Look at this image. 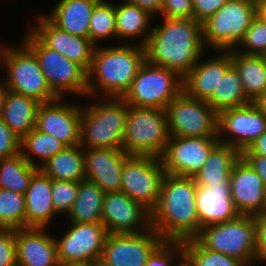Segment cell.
<instances>
[{"instance_id":"obj_1","label":"cell","mask_w":266,"mask_h":266,"mask_svg":"<svg viewBox=\"0 0 266 266\" xmlns=\"http://www.w3.org/2000/svg\"><path fill=\"white\" fill-rule=\"evenodd\" d=\"M146 60L184 78L204 55L202 24L195 19H167L152 28Z\"/></svg>"},{"instance_id":"obj_2","label":"cell","mask_w":266,"mask_h":266,"mask_svg":"<svg viewBox=\"0 0 266 266\" xmlns=\"http://www.w3.org/2000/svg\"><path fill=\"white\" fill-rule=\"evenodd\" d=\"M193 177L165 174L157 205L151 211V228L164 241H184L201 231Z\"/></svg>"},{"instance_id":"obj_3","label":"cell","mask_w":266,"mask_h":266,"mask_svg":"<svg viewBox=\"0 0 266 266\" xmlns=\"http://www.w3.org/2000/svg\"><path fill=\"white\" fill-rule=\"evenodd\" d=\"M145 61V47L139 44L96 45L88 71L87 96L101 98V92L105 99L122 98Z\"/></svg>"},{"instance_id":"obj_4","label":"cell","mask_w":266,"mask_h":266,"mask_svg":"<svg viewBox=\"0 0 266 266\" xmlns=\"http://www.w3.org/2000/svg\"><path fill=\"white\" fill-rule=\"evenodd\" d=\"M100 99L97 103L82 107L80 146L88 149H120L129 105L122 98H107L103 102Z\"/></svg>"},{"instance_id":"obj_5","label":"cell","mask_w":266,"mask_h":266,"mask_svg":"<svg viewBox=\"0 0 266 266\" xmlns=\"http://www.w3.org/2000/svg\"><path fill=\"white\" fill-rule=\"evenodd\" d=\"M170 139L165 110L129 106L122 149L129 155L161 157Z\"/></svg>"},{"instance_id":"obj_6","label":"cell","mask_w":266,"mask_h":266,"mask_svg":"<svg viewBox=\"0 0 266 266\" xmlns=\"http://www.w3.org/2000/svg\"><path fill=\"white\" fill-rule=\"evenodd\" d=\"M256 17L257 6L252 0H228L202 23L204 46L214 51L236 49Z\"/></svg>"},{"instance_id":"obj_7","label":"cell","mask_w":266,"mask_h":266,"mask_svg":"<svg viewBox=\"0 0 266 266\" xmlns=\"http://www.w3.org/2000/svg\"><path fill=\"white\" fill-rule=\"evenodd\" d=\"M22 42L35 54L51 90L59 97L65 94L87 97L88 72L58 51L46 47L30 30Z\"/></svg>"},{"instance_id":"obj_8","label":"cell","mask_w":266,"mask_h":266,"mask_svg":"<svg viewBox=\"0 0 266 266\" xmlns=\"http://www.w3.org/2000/svg\"><path fill=\"white\" fill-rule=\"evenodd\" d=\"M195 239L204 247L243 262L255 260L256 223L251 215L210 224L201 228Z\"/></svg>"},{"instance_id":"obj_9","label":"cell","mask_w":266,"mask_h":266,"mask_svg":"<svg viewBox=\"0 0 266 266\" xmlns=\"http://www.w3.org/2000/svg\"><path fill=\"white\" fill-rule=\"evenodd\" d=\"M183 91V78L147 60L122 99L129 106L163 109Z\"/></svg>"},{"instance_id":"obj_10","label":"cell","mask_w":266,"mask_h":266,"mask_svg":"<svg viewBox=\"0 0 266 266\" xmlns=\"http://www.w3.org/2000/svg\"><path fill=\"white\" fill-rule=\"evenodd\" d=\"M3 67L7 71L4 82L8 90L32 97L40 103L59 98L48 85L35 54L23 42L6 48Z\"/></svg>"},{"instance_id":"obj_11","label":"cell","mask_w":266,"mask_h":266,"mask_svg":"<svg viewBox=\"0 0 266 266\" xmlns=\"http://www.w3.org/2000/svg\"><path fill=\"white\" fill-rule=\"evenodd\" d=\"M165 113L172 137H218V113L204 100L182 91Z\"/></svg>"},{"instance_id":"obj_12","label":"cell","mask_w":266,"mask_h":266,"mask_svg":"<svg viewBox=\"0 0 266 266\" xmlns=\"http://www.w3.org/2000/svg\"><path fill=\"white\" fill-rule=\"evenodd\" d=\"M166 172L159 157L129 155L121 174V192L150 212L158 203Z\"/></svg>"},{"instance_id":"obj_13","label":"cell","mask_w":266,"mask_h":266,"mask_svg":"<svg viewBox=\"0 0 266 266\" xmlns=\"http://www.w3.org/2000/svg\"><path fill=\"white\" fill-rule=\"evenodd\" d=\"M265 132L266 116L257 102L226 109L218 114V139L220 143L235 147L240 152L249 148ZM227 133L230 137L225 138Z\"/></svg>"},{"instance_id":"obj_14","label":"cell","mask_w":266,"mask_h":266,"mask_svg":"<svg viewBox=\"0 0 266 266\" xmlns=\"http://www.w3.org/2000/svg\"><path fill=\"white\" fill-rule=\"evenodd\" d=\"M220 143L218 137H172L160 157L167 174L193 177L211 151Z\"/></svg>"},{"instance_id":"obj_15","label":"cell","mask_w":266,"mask_h":266,"mask_svg":"<svg viewBox=\"0 0 266 266\" xmlns=\"http://www.w3.org/2000/svg\"><path fill=\"white\" fill-rule=\"evenodd\" d=\"M70 223L62 238H56L59 263L88 262L101 257L108 231L102 222Z\"/></svg>"},{"instance_id":"obj_16","label":"cell","mask_w":266,"mask_h":266,"mask_svg":"<svg viewBox=\"0 0 266 266\" xmlns=\"http://www.w3.org/2000/svg\"><path fill=\"white\" fill-rule=\"evenodd\" d=\"M163 241L153 228L138 233H108L101 258L111 266H145Z\"/></svg>"},{"instance_id":"obj_17","label":"cell","mask_w":266,"mask_h":266,"mask_svg":"<svg viewBox=\"0 0 266 266\" xmlns=\"http://www.w3.org/2000/svg\"><path fill=\"white\" fill-rule=\"evenodd\" d=\"M101 222L108 233L144 232L151 229V212L124 192H107Z\"/></svg>"},{"instance_id":"obj_18","label":"cell","mask_w":266,"mask_h":266,"mask_svg":"<svg viewBox=\"0 0 266 266\" xmlns=\"http://www.w3.org/2000/svg\"><path fill=\"white\" fill-rule=\"evenodd\" d=\"M62 99L40 103L35 128L54 136L67 147L80 145L82 106L67 104Z\"/></svg>"},{"instance_id":"obj_19","label":"cell","mask_w":266,"mask_h":266,"mask_svg":"<svg viewBox=\"0 0 266 266\" xmlns=\"http://www.w3.org/2000/svg\"><path fill=\"white\" fill-rule=\"evenodd\" d=\"M39 16L36 20L37 25L29 30L46 47L58 51L88 72L96 45L89 38L72 35L59 29L46 16Z\"/></svg>"},{"instance_id":"obj_20","label":"cell","mask_w":266,"mask_h":266,"mask_svg":"<svg viewBox=\"0 0 266 266\" xmlns=\"http://www.w3.org/2000/svg\"><path fill=\"white\" fill-rule=\"evenodd\" d=\"M229 180L231 198L241 215L265 212L266 185L242 157L235 163Z\"/></svg>"},{"instance_id":"obj_21","label":"cell","mask_w":266,"mask_h":266,"mask_svg":"<svg viewBox=\"0 0 266 266\" xmlns=\"http://www.w3.org/2000/svg\"><path fill=\"white\" fill-rule=\"evenodd\" d=\"M128 156L122 148H84L86 179L98 185L104 193L121 192V174Z\"/></svg>"},{"instance_id":"obj_22","label":"cell","mask_w":266,"mask_h":266,"mask_svg":"<svg viewBox=\"0 0 266 266\" xmlns=\"http://www.w3.org/2000/svg\"><path fill=\"white\" fill-rule=\"evenodd\" d=\"M45 230L15 229L17 266H59L55 236Z\"/></svg>"},{"instance_id":"obj_23","label":"cell","mask_w":266,"mask_h":266,"mask_svg":"<svg viewBox=\"0 0 266 266\" xmlns=\"http://www.w3.org/2000/svg\"><path fill=\"white\" fill-rule=\"evenodd\" d=\"M196 208L200 227L237 218V211L231 198L230 181L211 186L196 185Z\"/></svg>"},{"instance_id":"obj_24","label":"cell","mask_w":266,"mask_h":266,"mask_svg":"<svg viewBox=\"0 0 266 266\" xmlns=\"http://www.w3.org/2000/svg\"><path fill=\"white\" fill-rule=\"evenodd\" d=\"M216 52L220 55L207 61H198L183 78V91L190 97L207 101L218 86L220 79L232 66V50Z\"/></svg>"},{"instance_id":"obj_25","label":"cell","mask_w":266,"mask_h":266,"mask_svg":"<svg viewBox=\"0 0 266 266\" xmlns=\"http://www.w3.org/2000/svg\"><path fill=\"white\" fill-rule=\"evenodd\" d=\"M51 195V178L39 168L33 174L25 193L26 228H47L57 214Z\"/></svg>"},{"instance_id":"obj_26","label":"cell","mask_w":266,"mask_h":266,"mask_svg":"<svg viewBox=\"0 0 266 266\" xmlns=\"http://www.w3.org/2000/svg\"><path fill=\"white\" fill-rule=\"evenodd\" d=\"M100 0H60L46 17L59 29L89 38L92 12Z\"/></svg>"},{"instance_id":"obj_27","label":"cell","mask_w":266,"mask_h":266,"mask_svg":"<svg viewBox=\"0 0 266 266\" xmlns=\"http://www.w3.org/2000/svg\"><path fill=\"white\" fill-rule=\"evenodd\" d=\"M39 105L32 97L8 90L0 117L22 139L35 127Z\"/></svg>"},{"instance_id":"obj_28","label":"cell","mask_w":266,"mask_h":266,"mask_svg":"<svg viewBox=\"0 0 266 266\" xmlns=\"http://www.w3.org/2000/svg\"><path fill=\"white\" fill-rule=\"evenodd\" d=\"M232 65L240 75L245 95L258 102L266 95V60L263 56L244 55L232 50Z\"/></svg>"},{"instance_id":"obj_29","label":"cell","mask_w":266,"mask_h":266,"mask_svg":"<svg viewBox=\"0 0 266 266\" xmlns=\"http://www.w3.org/2000/svg\"><path fill=\"white\" fill-rule=\"evenodd\" d=\"M241 158V152L235 147L219 143L210 153L202 169L193 178L196 185L211 186L230 181L235 163Z\"/></svg>"},{"instance_id":"obj_30","label":"cell","mask_w":266,"mask_h":266,"mask_svg":"<svg viewBox=\"0 0 266 266\" xmlns=\"http://www.w3.org/2000/svg\"><path fill=\"white\" fill-rule=\"evenodd\" d=\"M40 169L52 180L80 182L86 179L84 149L80 145L66 147Z\"/></svg>"},{"instance_id":"obj_31","label":"cell","mask_w":266,"mask_h":266,"mask_svg":"<svg viewBox=\"0 0 266 266\" xmlns=\"http://www.w3.org/2000/svg\"><path fill=\"white\" fill-rule=\"evenodd\" d=\"M115 13H116V37L124 38L128 40V38L141 36H145L138 41L137 44L141 46H145L148 38L150 37L151 31L149 30V26L151 24V18L154 17L145 9H142L136 5L130 4L126 1L119 4V6L115 5ZM148 28V29H147Z\"/></svg>"},{"instance_id":"obj_32","label":"cell","mask_w":266,"mask_h":266,"mask_svg":"<svg viewBox=\"0 0 266 266\" xmlns=\"http://www.w3.org/2000/svg\"><path fill=\"white\" fill-rule=\"evenodd\" d=\"M104 192L94 182L84 179L79 182L75 203L68 213L73 223L101 222Z\"/></svg>"},{"instance_id":"obj_33","label":"cell","mask_w":266,"mask_h":266,"mask_svg":"<svg viewBox=\"0 0 266 266\" xmlns=\"http://www.w3.org/2000/svg\"><path fill=\"white\" fill-rule=\"evenodd\" d=\"M218 114L226 109L251 103L245 95L240 75L232 65L220 79L212 96L206 101Z\"/></svg>"},{"instance_id":"obj_34","label":"cell","mask_w":266,"mask_h":266,"mask_svg":"<svg viewBox=\"0 0 266 266\" xmlns=\"http://www.w3.org/2000/svg\"><path fill=\"white\" fill-rule=\"evenodd\" d=\"M38 169L28 163L21 152L0 159V189L25 194L33 174Z\"/></svg>"},{"instance_id":"obj_35","label":"cell","mask_w":266,"mask_h":266,"mask_svg":"<svg viewBox=\"0 0 266 266\" xmlns=\"http://www.w3.org/2000/svg\"><path fill=\"white\" fill-rule=\"evenodd\" d=\"M67 146L52 135L43 133L35 127L21 139L20 152L28 163L40 168L46 161ZM40 158L41 164L35 163L32 156ZM33 158V159H32Z\"/></svg>"},{"instance_id":"obj_36","label":"cell","mask_w":266,"mask_h":266,"mask_svg":"<svg viewBox=\"0 0 266 266\" xmlns=\"http://www.w3.org/2000/svg\"><path fill=\"white\" fill-rule=\"evenodd\" d=\"M0 228H26L25 194L0 189Z\"/></svg>"},{"instance_id":"obj_37","label":"cell","mask_w":266,"mask_h":266,"mask_svg":"<svg viewBox=\"0 0 266 266\" xmlns=\"http://www.w3.org/2000/svg\"><path fill=\"white\" fill-rule=\"evenodd\" d=\"M187 266H242L243 261L204 248L195 238L182 241Z\"/></svg>"},{"instance_id":"obj_38","label":"cell","mask_w":266,"mask_h":266,"mask_svg":"<svg viewBox=\"0 0 266 266\" xmlns=\"http://www.w3.org/2000/svg\"><path fill=\"white\" fill-rule=\"evenodd\" d=\"M116 36L115 6L106 0H100L91 15L89 39L96 45L100 40Z\"/></svg>"},{"instance_id":"obj_39","label":"cell","mask_w":266,"mask_h":266,"mask_svg":"<svg viewBox=\"0 0 266 266\" xmlns=\"http://www.w3.org/2000/svg\"><path fill=\"white\" fill-rule=\"evenodd\" d=\"M238 45L244 46L241 47L242 51L236 47L235 51L238 53L264 56L266 54V23L257 16Z\"/></svg>"},{"instance_id":"obj_40","label":"cell","mask_w":266,"mask_h":266,"mask_svg":"<svg viewBox=\"0 0 266 266\" xmlns=\"http://www.w3.org/2000/svg\"><path fill=\"white\" fill-rule=\"evenodd\" d=\"M174 264L185 265V251L181 241H163L148 257L145 266H175Z\"/></svg>"},{"instance_id":"obj_41","label":"cell","mask_w":266,"mask_h":266,"mask_svg":"<svg viewBox=\"0 0 266 266\" xmlns=\"http://www.w3.org/2000/svg\"><path fill=\"white\" fill-rule=\"evenodd\" d=\"M78 189L79 182L51 179L52 202L59 215L60 213L67 215L71 211L77 198Z\"/></svg>"},{"instance_id":"obj_42","label":"cell","mask_w":266,"mask_h":266,"mask_svg":"<svg viewBox=\"0 0 266 266\" xmlns=\"http://www.w3.org/2000/svg\"><path fill=\"white\" fill-rule=\"evenodd\" d=\"M0 266H17L15 229L0 228Z\"/></svg>"},{"instance_id":"obj_43","label":"cell","mask_w":266,"mask_h":266,"mask_svg":"<svg viewBox=\"0 0 266 266\" xmlns=\"http://www.w3.org/2000/svg\"><path fill=\"white\" fill-rule=\"evenodd\" d=\"M161 13L167 19H194L192 0H163Z\"/></svg>"},{"instance_id":"obj_44","label":"cell","mask_w":266,"mask_h":266,"mask_svg":"<svg viewBox=\"0 0 266 266\" xmlns=\"http://www.w3.org/2000/svg\"><path fill=\"white\" fill-rule=\"evenodd\" d=\"M21 139L0 117V159L20 153Z\"/></svg>"},{"instance_id":"obj_45","label":"cell","mask_w":266,"mask_h":266,"mask_svg":"<svg viewBox=\"0 0 266 266\" xmlns=\"http://www.w3.org/2000/svg\"><path fill=\"white\" fill-rule=\"evenodd\" d=\"M228 0H192L194 19L199 22H205L213 16Z\"/></svg>"},{"instance_id":"obj_46","label":"cell","mask_w":266,"mask_h":266,"mask_svg":"<svg viewBox=\"0 0 266 266\" xmlns=\"http://www.w3.org/2000/svg\"><path fill=\"white\" fill-rule=\"evenodd\" d=\"M253 218L256 223V262L258 263L265 262L266 263V213H260L253 215Z\"/></svg>"},{"instance_id":"obj_47","label":"cell","mask_w":266,"mask_h":266,"mask_svg":"<svg viewBox=\"0 0 266 266\" xmlns=\"http://www.w3.org/2000/svg\"><path fill=\"white\" fill-rule=\"evenodd\" d=\"M241 157L259 175L266 185V156L253 154L248 148L241 152Z\"/></svg>"},{"instance_id":"obj_48","label":"cell","mask_w":266,"mask_h":266,"mask_svg":"<svg viewBox=\"0 0 266 266\" xmlns=\"http://www.w3.org/2000/svg\"><path fill=\"white\" fill-rule=\"evenodd\" d=\"M148 11L151 15L161 14L163 0H125Z\"/></svg>"},{"instance_id":"obj_49","label":"cell","mask_w":266,"mask_h":266,"mask_svg":"<svg viewBox=\"0 0 266 266\" xmlns=\"http://www.w3.org/2000/svg\"><path fill=\"white\" fill-rule=\"evenodd\" d=\"M253 154L266 156V132L258 137L248 148Z\"/></svg>"},{"instance_id":"obj_50","label":"cell","mask_w":266,"mask_h":266,"mask_svg":"<svg viewBox=\"0 0 266 266\" xmlns=\"http://www.w3.org/2000/svg\"><path fill=\"white\" fill-rule=\"evenodd\" d=\"M1 81V80H0ZM7 87L5 85V82L1 81L0 82V115L4 106V102H5V97L7 94Z\"/></svg>"},{"instance_id":"obj_51","label":"cell","mask_w":266,"mask_h":266,"mask_svg":"<svg viewBox=\"0 0 266 266\" xmlns=\"http://www.w3.org/2000/svg\"><path fill=\"white\" fill-rule=\"evenodd\" d=\"M257 16L266 23V3L257 5Z\"/></svg>"},{"instance_id":"obj_52","label":"cell","mask_w":266,"mask_h":266,"mask_svg":"<svg viewBox=\"0 0 266 266\" xmlns=\"http://www.w3.org/2000/svg\"><path fill=\"white\" fill-rule=\"evenodd\" d=\"M91 266H111L108 262H106L103 258L99 257L90 262Z\"/></svg>"},{"instance_id":"obj_53","label":"cell","mask_w":266,"mask_h":266,"mask_svg":"<svg viewBox=\"0 0 266 266\" xmlns=\"http://www.w3.org/2000/svg\"><path fill=\"white\" fill-rule=\"evenodd\" d=\"M59 266H91L88 262H67L59 263Z\"/></svg>"},{"instance_id":"obj_54","label":"cell","mask_w":266,"mask_h":266,"mask_svg":"<svg viewBox=\"0 0 266 266\" xmlns=\"http://www.w3.org/2000/svg\"><path fill=\"white\" fill-rule=\"evenodd\" d=\"M257 103L262 108L266 116V95L262 97Z\"/></svg>"},{"instance_id":"obj_55","label":"cell","mask_w":266,"mask_h":266,"mask_svg":"<svg viewBox=\"0 0 266 266\" xmlns=\"http://www.w3.org/2000/svg\"><path fill=\"white\" fill-rule=\"evenodd\" d=\"M6 48H7L6 46L0 48V69H1V67H3V57H4V53H5Z\"/></svg>"},{"instance_id":"obj_56","label":"cell","mask_w":266,"mask_h":266,"mask_svg":"<svg viewBox=\"0 0 266 266\" xmlns=\"http://www.w3.org/2000/svg\"><path fill=\"white\" fill-rule=\"evenodd\" d=\"M256 6L259 5V4H263V3H266V0H252Z\"/></svg>"},{"instance_id":"obj_57","label":"cell","mask_w":266,"mask_h":266,"mask_svg":"<svg viewBox=\"0 0 266 266\" xmlns=\"http://www.w3.org/2000/svg\"><path fill=\"white\" fill-rule=\"evenodd\" d=\"M254 261L256 260H252L250 262H244L242 266H255V265H252L253 263H255Z\"/></svg>"},{"instance_id":"obj_58","label":"cell","mask_w":266,"mask_h":266,"mask_svg":"<svg viewBox=\"0 0 266 266\" xmlns=\"http://www.w3.org/2000/svg\"><path fill=\"white\" fill-rule=\"evenodd\" d=\"M265 213H266V190H265Z\"/></svg>"}]
</instances>
